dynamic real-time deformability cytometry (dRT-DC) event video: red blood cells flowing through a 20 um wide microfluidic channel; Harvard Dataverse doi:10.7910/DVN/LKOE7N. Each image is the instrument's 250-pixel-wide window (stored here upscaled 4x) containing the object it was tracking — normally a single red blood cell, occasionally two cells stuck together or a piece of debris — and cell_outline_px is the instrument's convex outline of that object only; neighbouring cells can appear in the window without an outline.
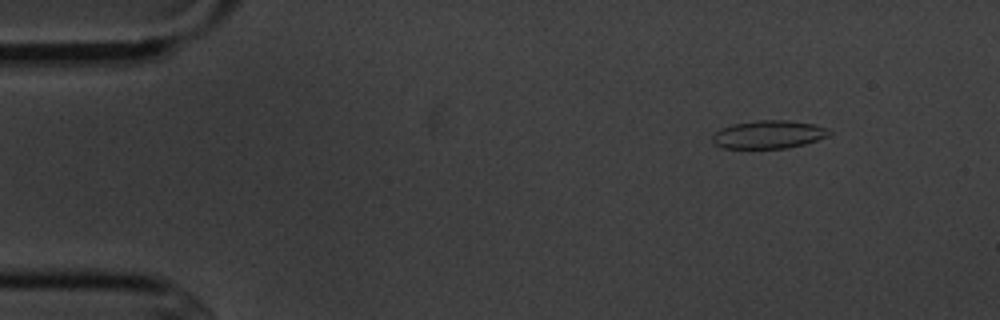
{"species": "common noctule bat (a hibernating species)", "species_latin": "Nyctalus noctula", "temperature_condition": "cold", "stored_images_in_passage": 10, "camera_frame_rate_fps": 3000, "um_per_image_px": 0.085, "animal": {"sex": "male", "body_mass_g": 20.1, "forearm_length_mm": 53.5}, "frame": {"image": 1, "passage_image": 2, "time_ms": 1.333, "image_size_px": [1000, 320], "cell_outline_px": [[832, 132], [828, 136], [804, 144], [788, 148], [724, 148], [716, 144], [712, 140], [712, 136], [720, 128], [732, 124], [760, 120], [788, 120], [816, 124]], "centroid_in_image_um": [65.33, 11.42], "position_along_channel_um": 19.7, "area_um2": 19.02}}
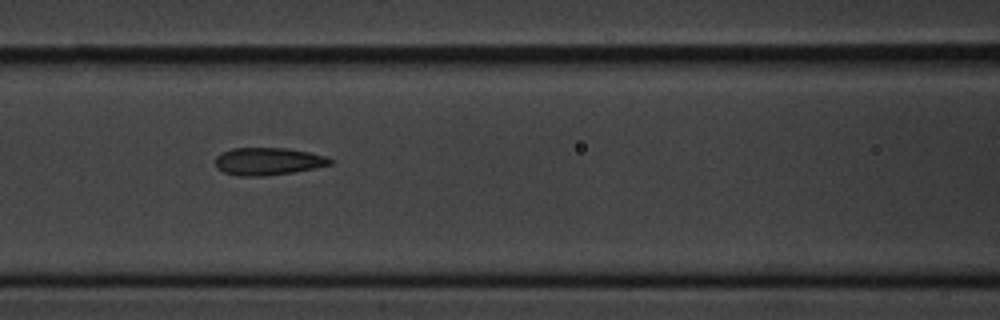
{"frame": {"image": 2, "passage_image": 7, "time_ms": 7.0, "image_size_px": [1000, 320], "cell_outline_px": [[332, 164], [316, 168], [292, 172], [264, 176], [236, 176], [224, 172], [216, 168], [216, 156], [220, 152], [232, 148], [288, 148], [308, 152], [324, 156], [332, 160]], "centroid_in_image_um": [22.74, 13.71], "position_along_channel_um": 143.9, "area_um2": 18.44}}
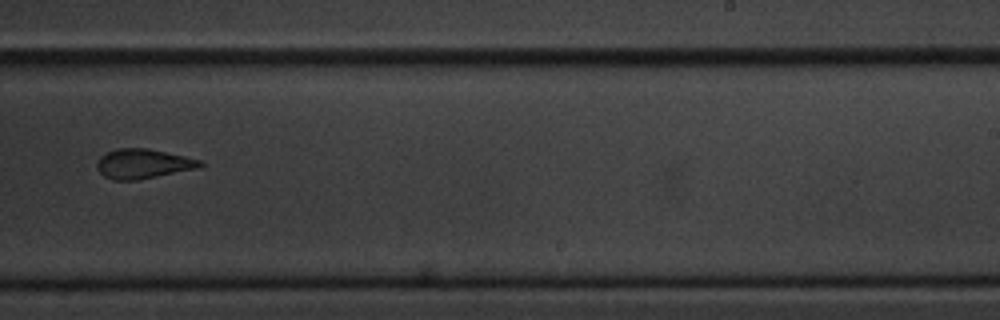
{"frame": {"image": 3, "passage_image": 10, "time_ms": 10.667, "image_size_px": [1000, 320], "cell_outline_px": [[204, 164], [200, 168], [136, 180], [112, 180], [104, 176], [96, 168], [96, 164], [100, 156], [116, 148], [148, 148], [204, 160]], "centroid_in_image_um": [12.19, 13.91], "position_along_channel_um": 276.8, "area_um2": 17.98}}